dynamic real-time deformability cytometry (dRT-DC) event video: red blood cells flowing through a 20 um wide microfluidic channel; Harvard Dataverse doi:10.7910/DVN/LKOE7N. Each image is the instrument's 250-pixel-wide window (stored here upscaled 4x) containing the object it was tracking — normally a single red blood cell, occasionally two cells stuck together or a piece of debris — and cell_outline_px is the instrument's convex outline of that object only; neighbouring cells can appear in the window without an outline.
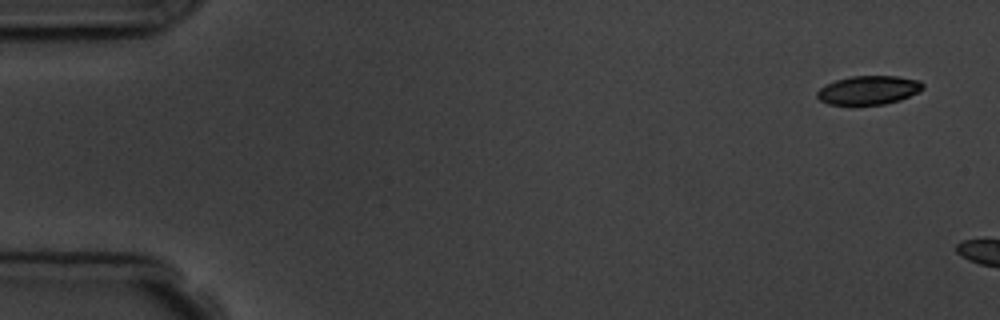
{"species": "common noctule bat (a hibernating species)", "species_latin": "Nyctalus noctula", "temperature_condition": "room temperature", "stored_images_in_passage": 2, "camera_frame_rate_fps": 3000, "um_per_image_px": 0.085, "animal": {"sex": "male", "body_mass_g": 19.5, "forearm_length_mm": 54.6}, "frame": {"image": 1, "passage_image": 1, "time_ms": 0.0, "image_size_px": [1000, 320], "cell_outline_px": [[924, 88], [920, 92], [900, 100], [884, 104], [828, 104], [820, 100], [816, 96], [816, 92], [820, 88], [836, 80], [852, 76], [896, 76], [920, 80], [924, 84]], "centroid_in_image_um": [73.87, 7.65], "position_along_channel_um": 11.1, "area_um2": 17.69}}